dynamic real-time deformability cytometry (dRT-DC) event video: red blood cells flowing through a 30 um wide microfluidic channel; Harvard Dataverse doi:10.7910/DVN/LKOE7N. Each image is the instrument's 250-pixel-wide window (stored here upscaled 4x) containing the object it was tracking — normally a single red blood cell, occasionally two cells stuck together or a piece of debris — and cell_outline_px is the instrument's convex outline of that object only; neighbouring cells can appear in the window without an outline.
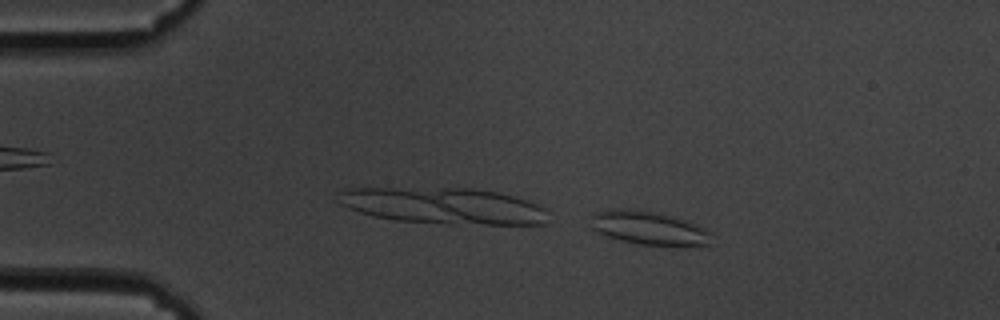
{"species": "common noctule bat (a hibernating species)", "species_latin": "Nyctalus noctula", "temperature_condition": "cold", "stored_images_in_passage": 45, "camera_frame_rate_fps": 3000, "um_per_image_px": 0.085, "animal": {"sex": "male", "body_mass_g": 19.5, "forearm_length_mm": 54.6}, "frame": {"image": 1, "passage_image": 1, "time_ms": 0.0, "image_size_px": [1000, 320], "cell_outline_px": [[708, 244], [684, 248], [636, 244], [620, 240], [608, 236], [592, 228], [592, 212], [608, 208], [636, 208], [656, 212], [672, 216], [696, 224], [704, 228], [708, 232]], "centroid_in_image_um": [55.12, 19.38], "position_along_channel_um": 29.9, "area_um2": 24.1}}
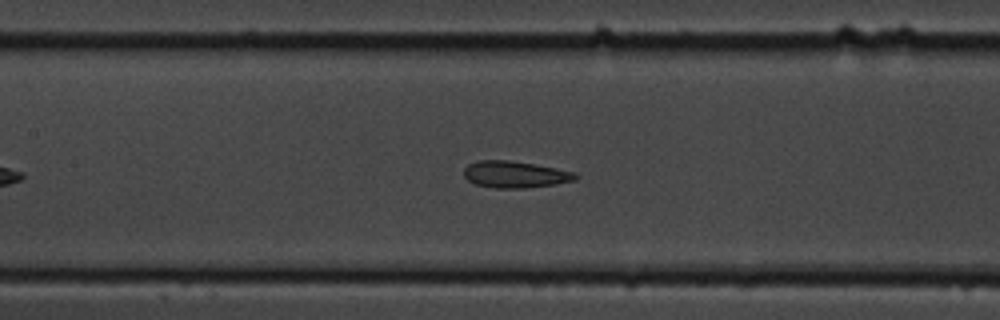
{"frame": {"image": 2, "passage_image": 18, "time_ms": 5.667, "image_size_px": [1000, 320], "cell_outline_px": [[580, 176], [576, 180], [556, 184], [524, 188], [496, 188], [476, 184], [468, 180], [464, 176], [464, 168], [468, 164], [476, 160], [508, 160], [532, 164], [576, 172]], "centroid_in_image_um": [43.78, 14.83], "position_along_channel_um": 163.6, "area_um2": 17.34}}
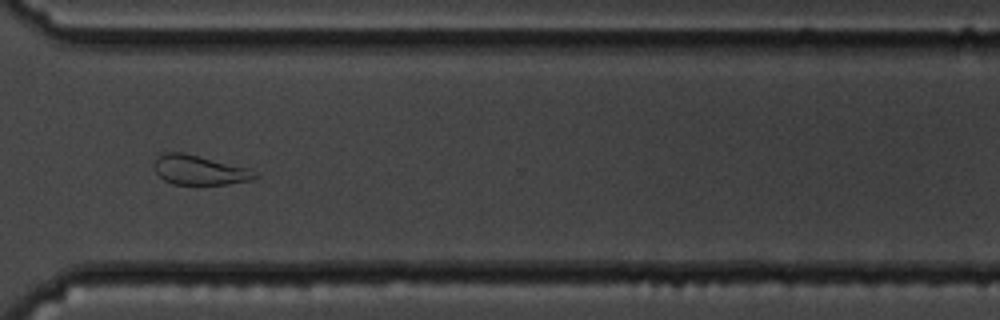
{"frame": {"image": 3, "passage_image": 35, "time_ms": 11.333, "image_size_px": [1000, 320], "cell_outline_px": [[260, 176], [252, 180], [228, 184], [172, 184], [164, 180], [156, 172], [156, 160], [164, 152], [184, 152], [248, 168], [260, 172]], "centroid_in_image_um": [17.03, 14.46], "position_along_channel_um": 353.6, "area_um2": 17.28}, "authors_computed_cell_mechanics": {"area_um2": 17.6868, "velocity_mm_per_s": 3.3594, "shape_relaxation_time_tau1_ms": null, "shape_relaxation_time_tau2_ms": 3.1665, "deformation_change_tau1": null, "deformation_change_tau2": 0.119}}